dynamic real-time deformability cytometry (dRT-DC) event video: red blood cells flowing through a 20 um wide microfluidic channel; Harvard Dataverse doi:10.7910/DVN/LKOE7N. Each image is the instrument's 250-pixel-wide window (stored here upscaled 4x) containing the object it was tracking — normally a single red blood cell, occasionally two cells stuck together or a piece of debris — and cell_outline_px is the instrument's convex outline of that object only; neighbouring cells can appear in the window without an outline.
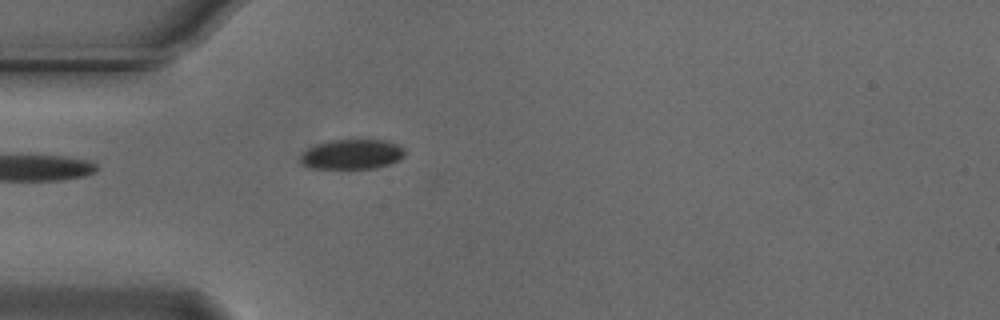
{"species": "Egyptian fruit bat (a non-hibernating species)", "species_latin": "Rousettus aegyptiacus", "temperature_condition": "cold", "stored_images_in_passage": 33, "camera_frame_rate_fps": 3000, "um_per_image_px": 0.085, "animal": {"sex": "male"}, "frame": {"image": 1, "passage_image": 1, "time_ms": 0.0, "image_size_px": [1000, 320], "cell_outline_px": [[404, 156], [400, 160], [376, 168], [312, 168], [304, 164], [300, 160], [300, 156], [308, 148], [316, 144], [328, 140], [388, 140], [404, 148]], "centroid_in_image_um": [29.94, 13.1], "position_along_channel_um": 55.1, "area_um2": 18.09}}
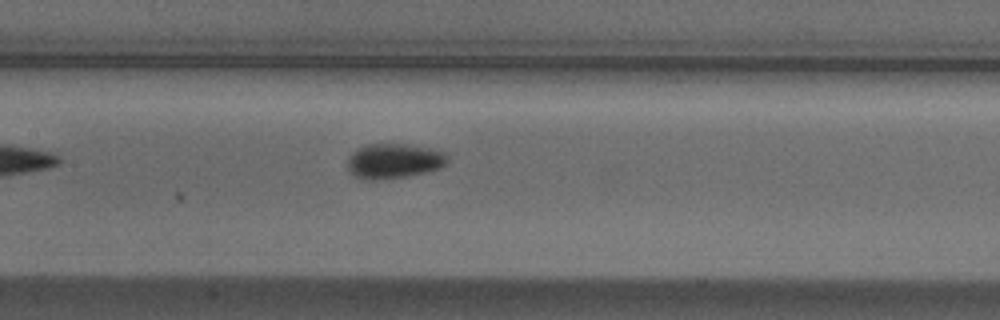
{"frame": {"image": 2, "passage_image": 11, "time_ms": 3.333, "image_size_px": [1000, 320], "cell_outline_px": [[448, 164], [440, 168], [408, 176], [376, 180], [360, 180], [348, 172], [348, 156], [356, 148], [368, 144], [408, 144], [432, 148], [448, 152]], "centroid_in_image_um": [33.48, 13.68], "position_along_channel_um": 173.9, "area_um2": 20.87}}
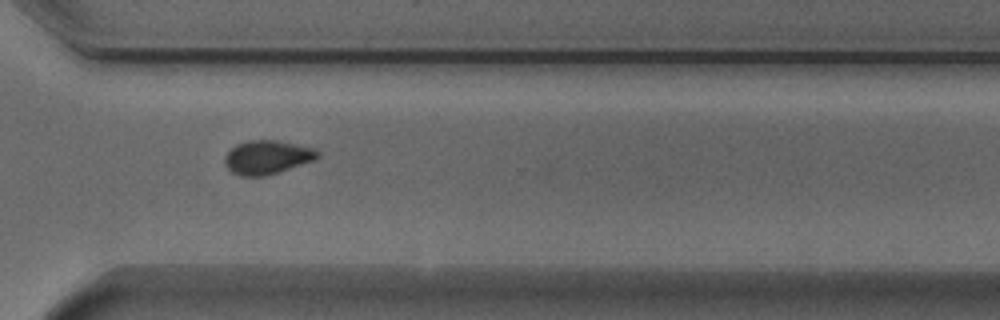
{"frame": {"image": 3, "passage_image": 25, "time_ms": 8.0, "image_size_px": [1000, 320], "cell_outline_px": [[320, 156], [316, 160], [264, 176], [240, 176], [232, 172], [224, 164], [224, 156], [236, 144], [248, 140], [276, 140], [312, 148], [320, 152]], "centroid_in_image_um": [22.7, 13.37], "position_along_channel_um": 347.9, "area_um2": 18.21}, "authors_computed_cell_mechanics": {"area_um2": 18.7272, "velocity_mm_per_s": 3.738, "shape_relaxation_time_tau1_ms": 1.913, "shape_relaxation_time_tau2_ms": null, "deformation_change_tau1": 0.0723, "deformation_change_tau2": null}}